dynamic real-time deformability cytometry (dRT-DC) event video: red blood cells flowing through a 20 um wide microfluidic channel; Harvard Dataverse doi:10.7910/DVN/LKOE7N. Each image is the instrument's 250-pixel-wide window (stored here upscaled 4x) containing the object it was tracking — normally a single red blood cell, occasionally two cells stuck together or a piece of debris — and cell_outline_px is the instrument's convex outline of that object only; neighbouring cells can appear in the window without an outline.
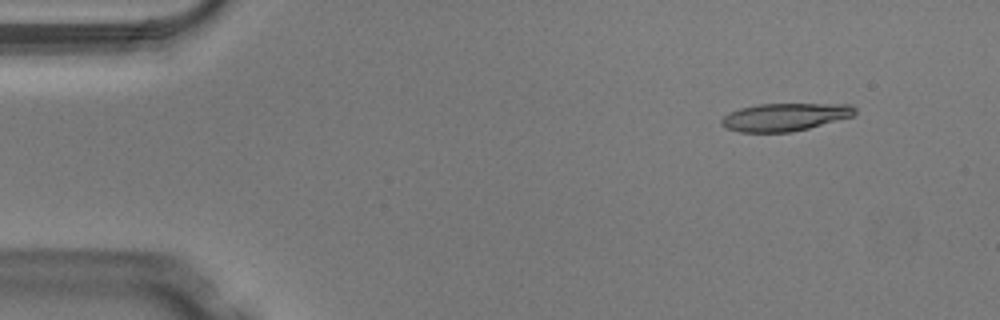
{"species": "Egyptian fruit bat (a non-hibernating species)", "species_latin": "Rousettus aegyptiacus", "temperature_condition": "warm", "stored_images_in_passage": 45, "camera_frame_rate_fps": 3000, "um_per_image_px": 0.085, "animal": {"sex": "male"}, "frame": {"image": 1, "passage_image": 1, "time_ms": 0.0, "image_size_px": [1000, 320], "cell_outline_px": [[856, 112], [852, 116], [808, 128], [792, 132], [740, 132], [724, 128], [720, 124], [720, 120], [728, 112], [740, 108], [760, 104], [852, 104], [856, 108]], "centroid_in_image_um": [66.67, 9.95], "position_along_channel_um": 18.3, "area_um2": 21.62}}
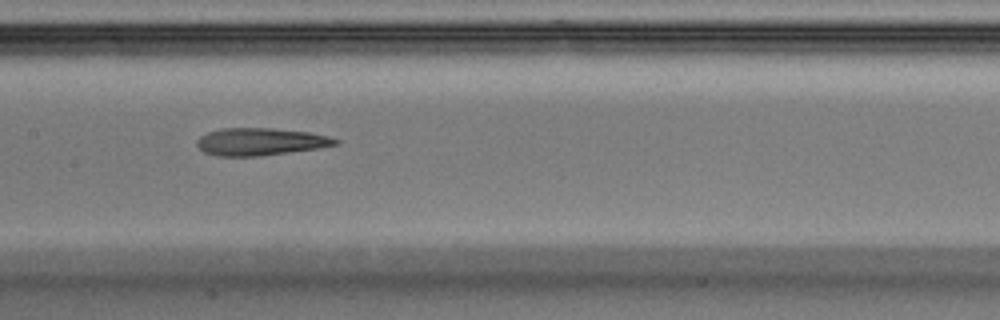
{"frame": {"image": 2, "passage_image": 20, "time_ms": 6.333, "image_size_px": [1000, 320], "cell_outline_px": [[340, 140], [336, 144], [316, 148], [260, 156], [216, 156], [204, 152], [196, 144], [196, 140], [200, 136], [208, 132], [220, 128], [272, 128], [308, 132], [328, 136]], "centroid_in_image_um": [22.07, 12.04], "position_along_channel_um": 185.3, "area_um2": 21.96}}
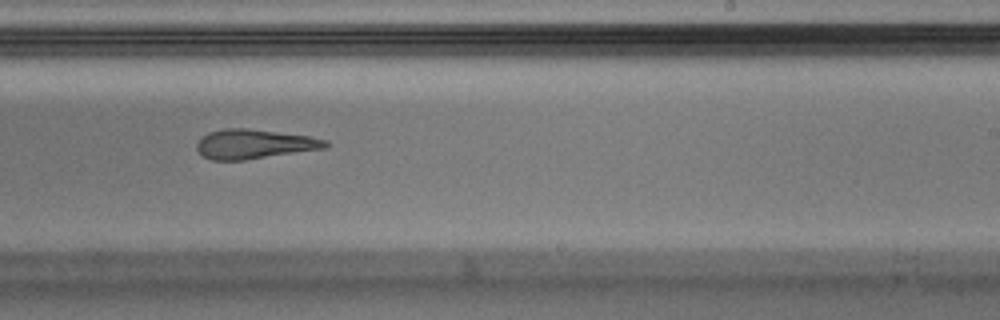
{"frame": {"image": 3, "passage_image": 26, "time_ms": 8.333, "image_size_px": [1000, 320], "cell_outline_px": [[332, 144], [328, 148], [244, 160], [212, 160], [204, 156], [196, 148], [196, 144], [208, 132], [224, 128], [248, 128], [308, 136], [328, 140]], "centroid_in_image_um": [21.66, 12.24], "position_along_channel_um": 267.3, "area_um2": 22.14}, "authors_computed_cell_mechanics": {"area_um2": 23.12, "velocity_mm_per_s": 4.1204, "shape_relaxation_time_tau1_ms": null, "shape_relaxation_time_tau2_ms": 4.6816, "deformation_change_tau1": null, "deformation_change_tau2": 0.1854}}